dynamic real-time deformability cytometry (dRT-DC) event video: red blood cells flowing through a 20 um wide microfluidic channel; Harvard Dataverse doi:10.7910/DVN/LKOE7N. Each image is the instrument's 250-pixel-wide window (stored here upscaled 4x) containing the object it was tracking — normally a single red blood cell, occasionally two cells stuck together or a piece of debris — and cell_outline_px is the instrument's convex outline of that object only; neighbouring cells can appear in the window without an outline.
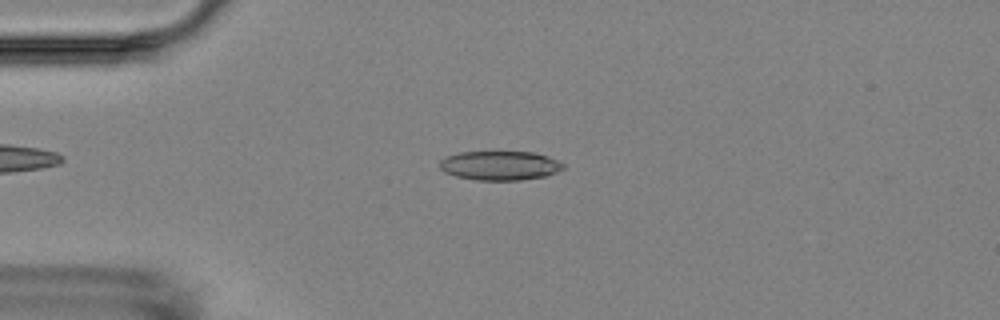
{"species": "Egyptian fruit bat (a non-hibernating species)", "species_latin": "Rousettus aegyptiacus", "temperature_condition": "room temperature", "stored_images_in_passage": 4, "camera_frame_rate_fps": 3000, "um_per_image_px": 0.085, "animal": {"sex": "female"}, "frame": {"image": 1, "passage_image": 3, "time_ms": 2.333, "image_size_px": [1000, 320], "cell_outline_px": [[564, 168], [548, 176], [520, 180], [476, 180], [456, 176], [444, 172], [440, 168], [440, 160], [448, 156], [460, 152], [532, 152], [548, 156], [564, 164]], "centroid_in_image_um": [42.5, 14.08], "position_along_channel_um": 42.5, "area_um2": 20.98}}